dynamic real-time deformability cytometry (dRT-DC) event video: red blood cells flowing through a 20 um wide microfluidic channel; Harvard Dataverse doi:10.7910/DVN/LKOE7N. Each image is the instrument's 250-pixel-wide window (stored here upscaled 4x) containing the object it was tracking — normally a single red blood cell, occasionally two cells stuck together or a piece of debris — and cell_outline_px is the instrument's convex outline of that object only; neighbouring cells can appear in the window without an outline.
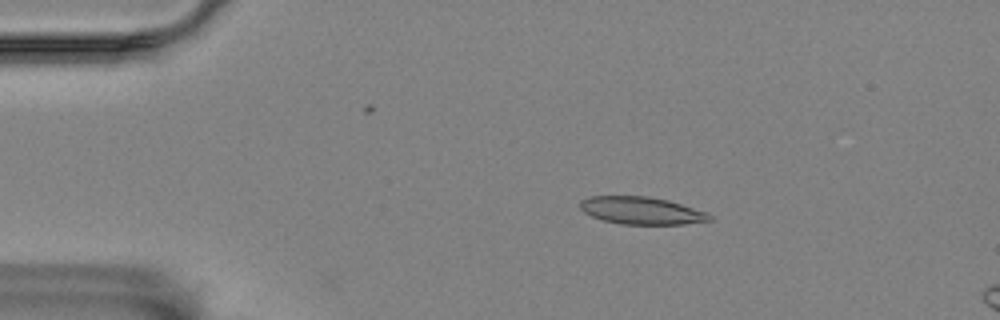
{"species": "Egyptian fruit bat (a non-hibernating species)", "species_latin": "Rousettus aegyptiacus", "temperature_condition": "room temperature", "stored_images_in_passage": 14, "camera_frame_rate_fps": 3000, "um_per_image_px": 0.085, "animal": {"sex": "female"}, "frame": {"image": 1, "passage_image": 7, "time_ms": 2.0, "image_size_px": [1000, 320], "cell_outline_px": [[712, 220], [684, 224], [620, 224], [604, 220], [592, 216], [584, 212], [580, 208], [580, 200], [588, 196], [648, 196], [668, 200], [708, 212], [712, 216]], "centroid_in_image_um": [54.53, 17.89], "position_along_channel_um": 30.5, "area_um2": 20.75}}